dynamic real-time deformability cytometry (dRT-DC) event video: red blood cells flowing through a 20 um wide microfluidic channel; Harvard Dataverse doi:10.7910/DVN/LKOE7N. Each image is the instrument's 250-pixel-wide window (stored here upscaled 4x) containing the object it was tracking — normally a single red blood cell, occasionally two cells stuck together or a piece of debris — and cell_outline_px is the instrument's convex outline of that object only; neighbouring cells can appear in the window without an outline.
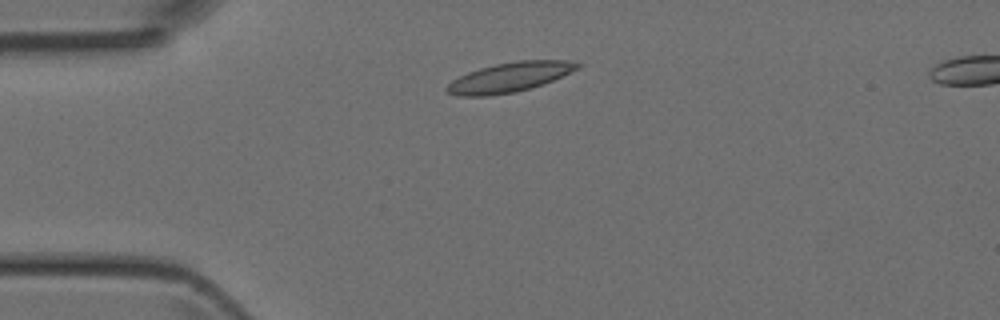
{"species": "Egyptian fruit bat (a non-hibernating species)", "species_latin": "Rousettus aegyptiacus", "temperature_condition": "room temperature", "stored_images_in_passage": 32, "camera_frame_rate_fps": 3000, "um_per_image_px": 0.085, "animal": {"sex": "female"}, "frame": {"image": 1, "passage_image": 1, "time_ms": 0.0, "image_size_px": [1000, 320], "cell_outline_px": [[584, 64], [580, 68], [544, 84], [516, 92], [488, 96], [456, 96], [448, 92], [444, 88], [452, 80], [468, 72], [480, 68], [496, 64], [516, 60], [568, 60]], "centroid_in_image_um": [43.34, 6.56], "position_along_channel_um": 41.7, "area_um2": 22.72}}
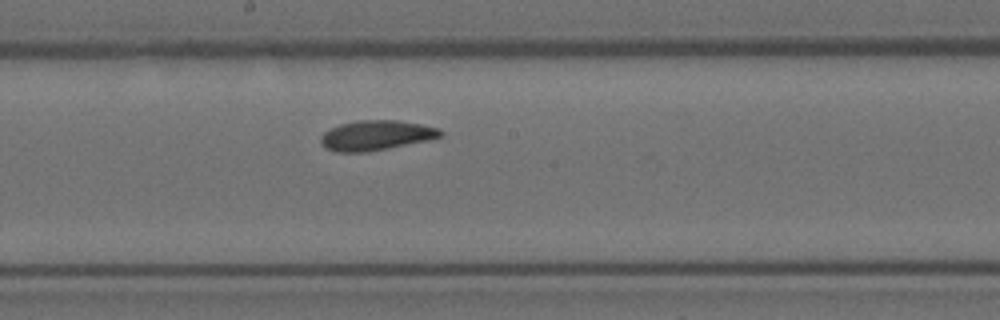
{"frame": {"image": 2, "passage_image": 15, "time_ms": 4.667, "image_size_px": [1000, 320], "cell_outline_px": [[444, 136], [428, 140], [368, 152], [336, 152], [324, 148], [320, 144], [320, 136], [324, 132], [340, 124], [356, 120], [396, 120], [420, 124], [440, 128], [444, 132]], "centroid_in_image_um": [31.96, 11.51], "position_along_channel_um": 216.2, "area_um2": 21.04}}
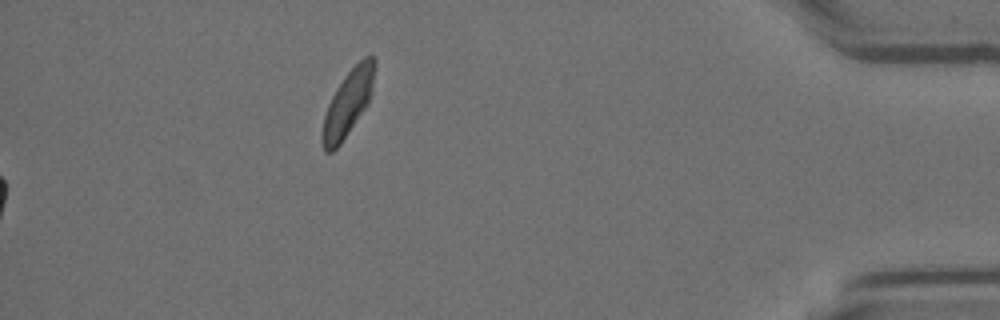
{"frame": {"image": 3, "passage_image": 32, "time_ms": 10.333, "image_size_px": [1000, 320], "cell_outline_px": [[376, 68], [372, 88], [368, 104], [340, 144], [332, 152], [324, 152], [324, 116], [328, 104], [336, 88], [344, 76], [364, 56], [372, 52], [376, 56]], "centroid_in_image_um": [29.64, 8.65], "position_along_channel_um": 405.6, "area_um2": 19.77}}